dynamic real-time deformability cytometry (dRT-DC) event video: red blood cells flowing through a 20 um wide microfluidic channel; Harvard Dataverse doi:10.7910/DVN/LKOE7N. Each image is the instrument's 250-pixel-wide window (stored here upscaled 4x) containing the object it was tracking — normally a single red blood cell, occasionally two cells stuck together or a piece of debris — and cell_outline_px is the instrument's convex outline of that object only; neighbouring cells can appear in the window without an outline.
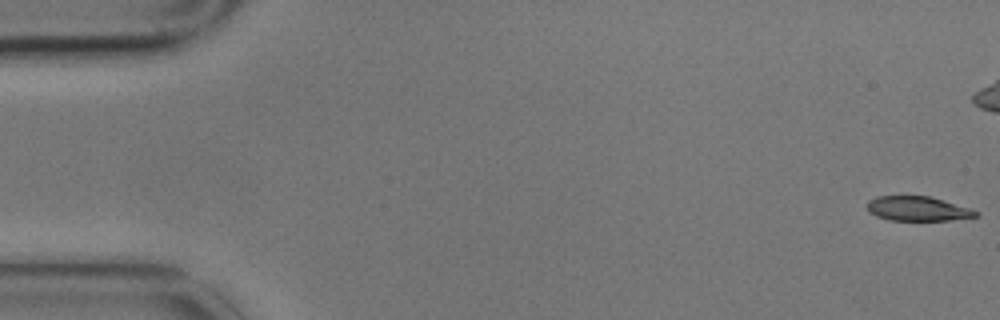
{"species": "common noctule bat (a hibernating species)", "species_latin": "Nyctalus noctula", "temperature_condition": "cold", "stored_images_in_passage": 16, "camera_frame_rate_fps": 3000, "um_per_image_px": 0.085, "animal": {"sex": "male", "body_mass_g": 17.9}, "frame": {"image": 1, "passage_image": 1, "time_ms": 0.0, "image_size_px": [1000, 320], "cell_outline_px": [[980, 216], [948, 220], [888, 220], [876, 216], [868, 212], [868, 200], [876, 196], [932, 196], [972, 208], [980, 212]], "centroid_in_image_um": [78.05, 17.73], "position_along_channel_um": 7.0, "area_um2": 15.78}}
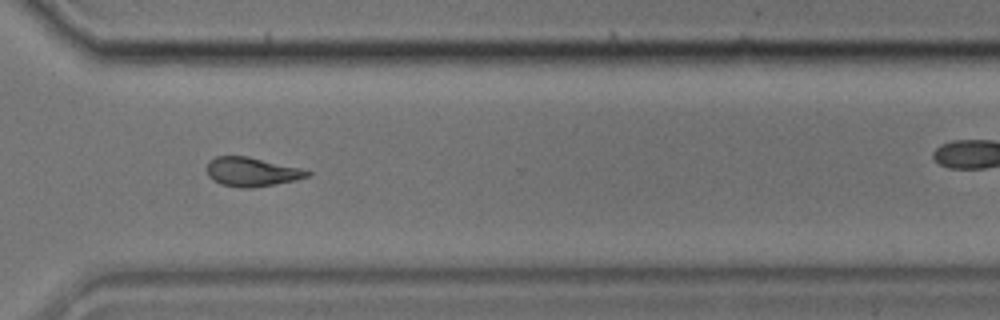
{"frame": {"image": 2, "passage_image": 12, "time_ms": 3.667, "image_size_px": [1000, 320], "cell_outline_px": [[312, 176], [296, 180], [252, 188], [244, 188], [220, 184], [212, 180], [208, 176], [208, 160], [216, 156], [248, 156], [300, 168], [312, 172]], "centroid_in_image_um": [21.41, 14.61], "position_along_channel_um": 349.2, "area_um2": 17.05}}